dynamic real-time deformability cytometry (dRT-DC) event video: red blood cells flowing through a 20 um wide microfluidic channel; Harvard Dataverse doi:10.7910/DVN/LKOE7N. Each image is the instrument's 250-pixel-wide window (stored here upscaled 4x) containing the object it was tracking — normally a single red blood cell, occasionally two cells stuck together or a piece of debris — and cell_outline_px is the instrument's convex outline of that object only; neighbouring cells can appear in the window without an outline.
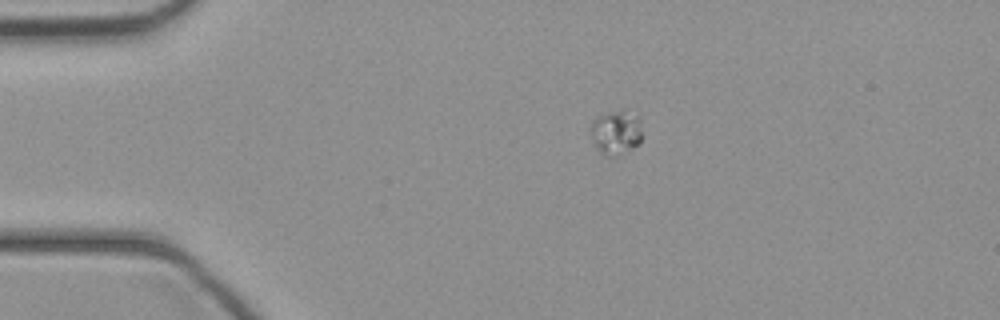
{"species": "common noctule bat (a hibernating species)", "species_latin": "Nyctalus noctula", "temperature_condition": "cold", "stored_images_in_passage": 37, "camera_frame_rate_fps": 3000, "um_per_image_px": 0.085, "animal": {"sex": "female", "body_mass_g": 21.9}, "frame": {"image": 1, "passage_image": 1, "time_ms": 0.0, "image_size_px": [1000, 320], "cell_outline_px": [[640, 144], [612, 156], [604, 156], [596, 148], [592, 136], [592, 120], [608, 112], [624, 108], [636, 116], [640, 120]], "centroid_in_image_um": [52.36, 11.22], "position_along_channel_um": 32.6, "area_um2": 13.01}}
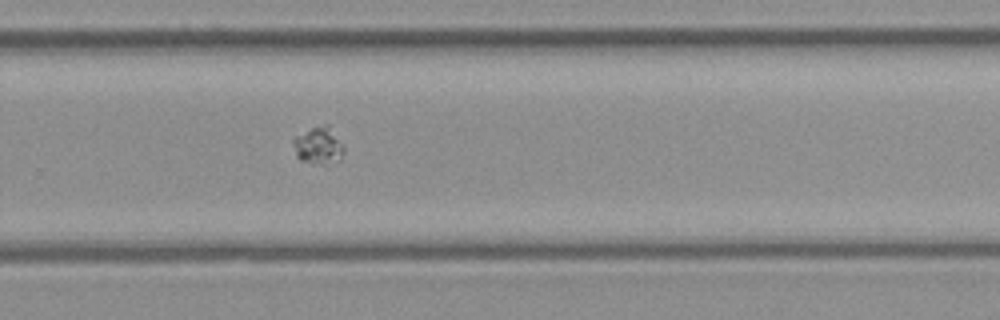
{"frame": {"image": 2, "passage_image": 22, "time_ms": 7.0, "image_size_px": [1000, 320], "cell_outline_px": [[344, 152], [340, 160], [324, 164], [312, 164], [300, 160], [296, 156], [292, 144], [292, 140], [296, 136], [312, 128], [324, 124], [328, 124], [344, 148]], "centroid_in_image_um": [27.04, 12.4], "position_along_channel_um": 302.8, "area_um2": 10.92}}
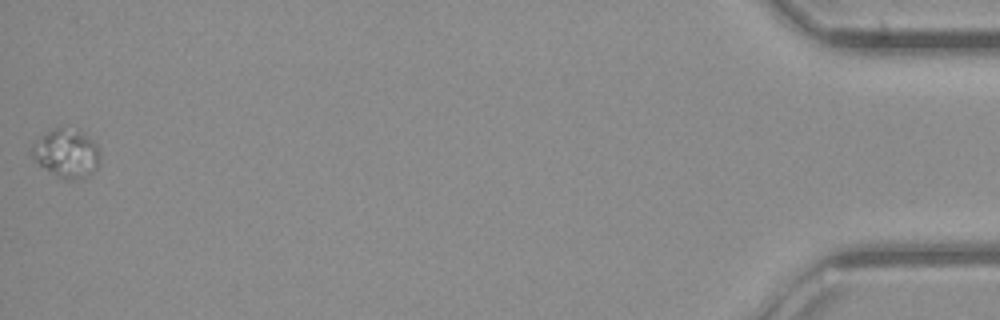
{"frame": {"image": 3, "passage_image": 37, "time_ms": 12.0, "image_size_px": [1000, 320], "cell_outline_px": [[100, 164], [92, 172], [76, 180], [64, 180], [44, 168], [32, 156], [32, 144], [40, 136], [56, 128], [80, 128], [100, 148]], "centroid_in_image_um": [5.69, 13.01], "position_along_channel_um": 429.5, "area_um2": 19.36}}